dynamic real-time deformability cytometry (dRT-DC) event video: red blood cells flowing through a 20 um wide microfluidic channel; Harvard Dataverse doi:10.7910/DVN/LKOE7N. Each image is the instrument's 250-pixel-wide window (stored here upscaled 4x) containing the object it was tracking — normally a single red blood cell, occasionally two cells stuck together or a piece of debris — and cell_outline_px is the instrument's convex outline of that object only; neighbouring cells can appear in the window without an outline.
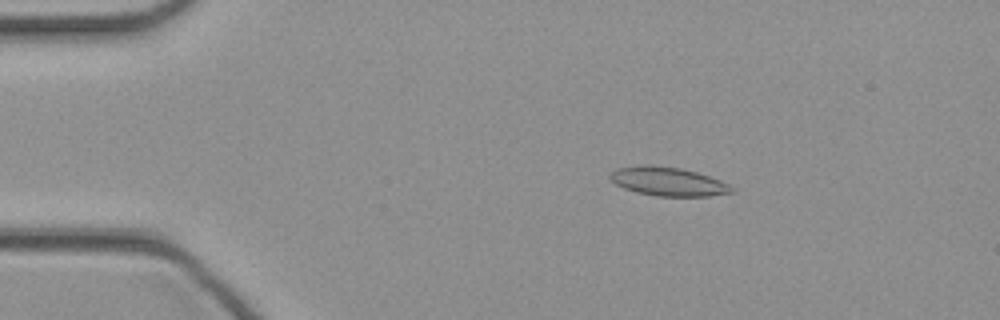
{"species": "common noctule bat (a hibernating species)", "species_latin": "Nyctalus noctula", "temperature_condition": "cold", "stored_images_in_passage": 45, "camera_frame_rate_fps": 3000, "um_per_image_px": 0.085, "animal": {"sex": "female", "body_mass_g": 21.9}, "frame": {"image": 1, "passage_image": 7, "time_ms": 2.0, "image_size_px": [1000, 320], "cell_outline_px": [[736, 192], [708, 196], [656, 196], [636, 192], [624, 188], [616, 184], [608, 176], [616, 168], [648, 164], [680, 168], [696, 172], [720, 180], [728, 184]], "centroid_in_image_um": [56.77, 15.43], "position_along_channel_um": 28.2, "area_um2": 20.29}}
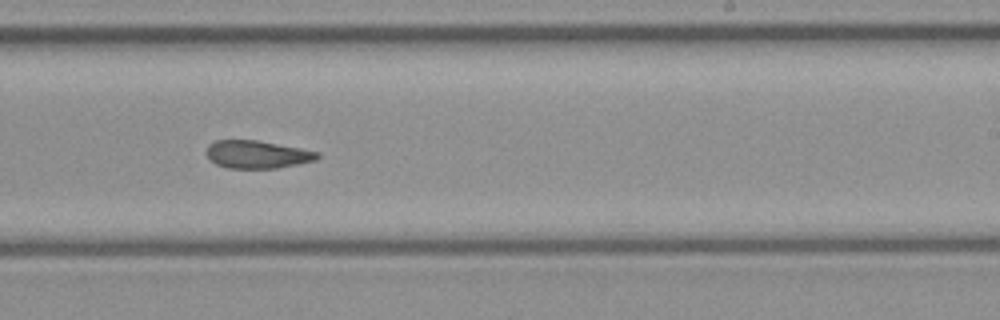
{"frame": {"image": 2, "passage_image": 27, "time_ms": 8.667, "image_size_px": [1000, 320], "cell_outline_px": [[320, 156], [316, 160], [276, 168], [228, 168], [216, 164], [208, 156], [208, 144], [216, 140], [256, 140], [300, 148], [320, 152]], "centroid_in_image_um": [21.88, 13.12], "position_along_channel_um": 267.1, "area_um2": 17.74}}
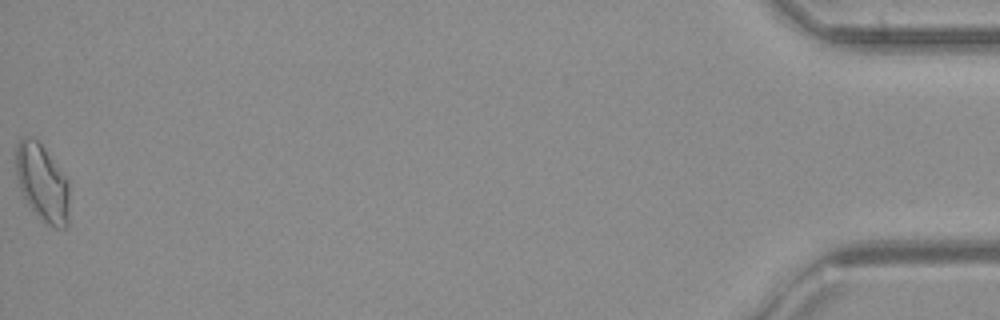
{"frame": {"image": 3, "passage_image": 45, "time_ms": 14.667, "image_size_px": [1000, 320], "cell_outline_px": [[68, 224], [64, 228], [56, 228], [48, 224], [32, 208], [24, 196], [20, 188], [16, 176], [16, 144], [24, 136], [28, 136], [40, 140], [68, 180]], "centroid_in_image_um": [3.59, 15.47], "position_along_channel_um": 431.6, "area_um2": 23.87}}